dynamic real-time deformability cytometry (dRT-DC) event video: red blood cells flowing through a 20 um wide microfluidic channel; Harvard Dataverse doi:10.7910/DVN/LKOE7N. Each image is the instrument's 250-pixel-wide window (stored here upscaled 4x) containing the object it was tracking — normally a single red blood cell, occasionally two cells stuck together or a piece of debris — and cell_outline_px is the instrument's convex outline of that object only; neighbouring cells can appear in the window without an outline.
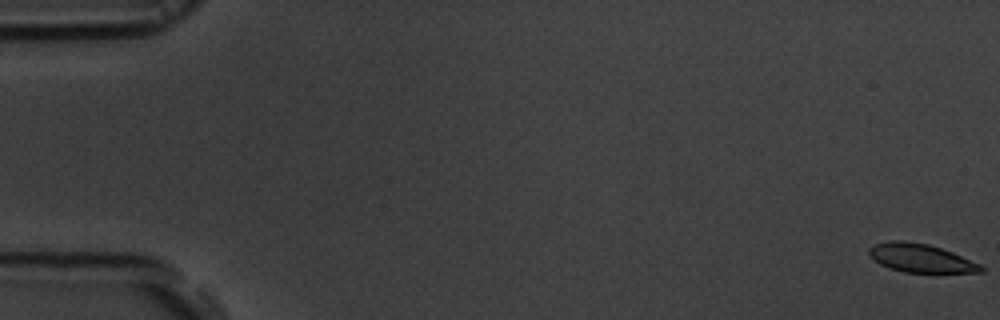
{"species": "common noctule bat (a hibernating species)", "species_latin": "Nyctalus noctula", "temperature_condition": "room temperature", "stored_images_in_passage": 17, "camera_frame_rate_fps": 3000, "um_per_image_px": 0.085, "animal": {"sex": "male", "body_mass_g": 19.5, "forearm_length_mm": 54.6}, "frame": {"image": 1, "passage_image": 1, "time_ms": 0.0, "image_size_px": [1000, 320], "cell_outline_px": [[984, 272], [904, 272], [888, 268], [880, 264], [868, 252], [868, 248], [876, 244], [888, 240], [904, 240], [928, 244], [952, 252], [980, 264], [984, 268]], "centroid_in_image_um": [78.25, 21.93], "position_along_channel_um": 6.8, "area_um2": 18.38}}
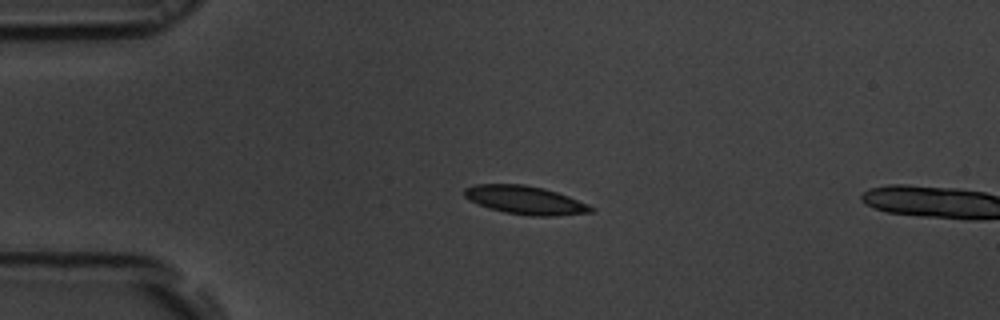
{"frame": {"image": 2, "passage_image": 14, "time_ms": 4.333, "image_size_px": [1000, 320], "cell_outline_px": [[596, 208], [592, 212], [552, 216], [532, 216], [504, 212], [488, 208], [464, 196], [464, 188], [476, 184], [524, 184], [544, 188], [568, 196], [588, 204]], "centroid_in_image_um": [44.66, 17.0], "position_along_channel_um": 40.3, "area_um2": 20.81}}